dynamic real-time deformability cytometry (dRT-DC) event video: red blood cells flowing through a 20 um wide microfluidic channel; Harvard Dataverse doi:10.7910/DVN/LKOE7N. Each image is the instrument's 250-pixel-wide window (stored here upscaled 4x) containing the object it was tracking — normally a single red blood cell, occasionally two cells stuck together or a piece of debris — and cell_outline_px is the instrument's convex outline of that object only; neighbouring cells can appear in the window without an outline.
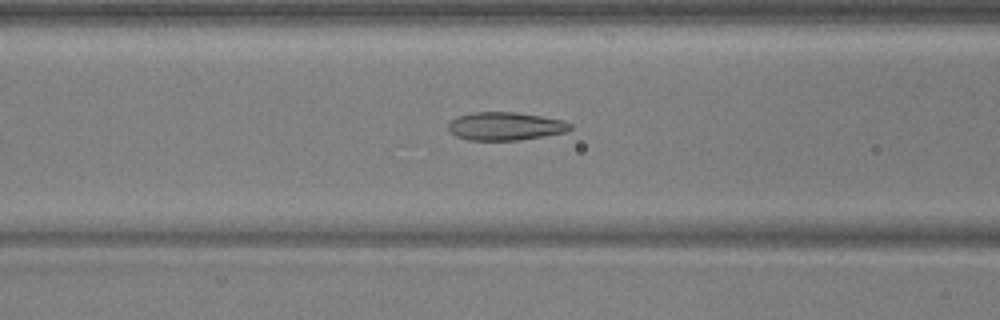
{"species": "common noctule bat (a hibernating species)", "species_latin": "Nyctalus noctula", "temperature_condition": "warm", "stored_images_in_passage": 48, "camera_frame_rate_fps": 3000, "um_per_image_px": 0.085, "animal": {"sex": "male", "body_mass_g": 17.9, "forearm_length_mm": 54.2}, "frame": {"image": 1, "passage_image": 16, "time_ms": 5.0, "image_size_px": [1000, 320], "cell_outline_px": [[572, 128], [564, 132], [544, 136], [520, 140], [468, 140], [456, 136], [448, 132], [448, 124], [452, 120], [460, 116], [472, 112], [516, 112], [564, 120], [572, 124]], "centroid_in_image_um": [42.95, 10.73], "position_along_channel_um": 123.7, "area_um2": 20.0}}
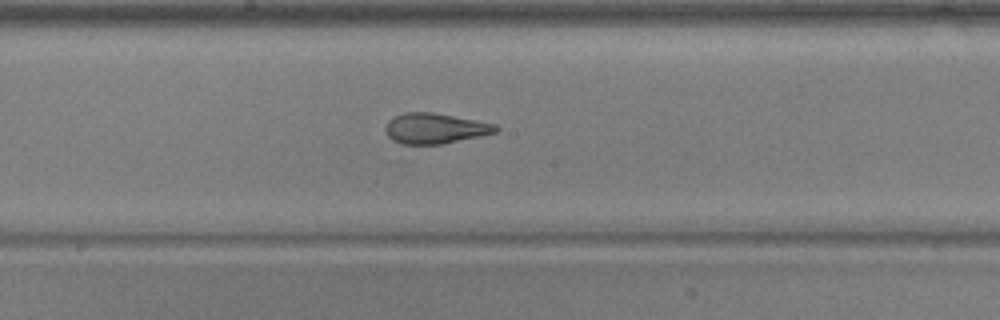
{"frame": {"image": 2, "passage_image": 23, "time_ms": 7.333, "image_size_px": [1000, 320], "cell_outline_px": [[500, 128], [496, 132], [480, 136], [440, 144], [400, 144], [392, 140], [388, 136], [384, 128], [388, 120], [392, 116], [404, 112], [432, 112], [476, 120], [496, 124]], "centroid_in_image_um": [36.94, 10.9], "position_along_channel_um": 211.3, "area_um2": 19.65}}
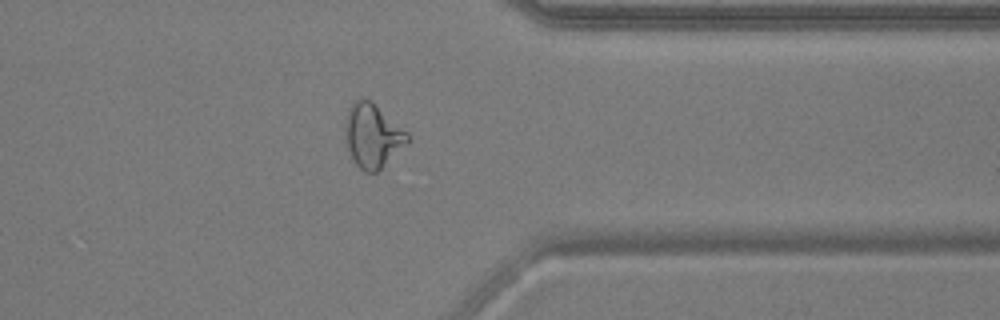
{"frame": {"image": 3, "passage_image": 37, "time_ms": 12.0, "image_size_px": [1000, 320], "cell_outline_px": [[412, 136], [376, 172], [364, 172], [356, 164], [348, 148], [344, 132], [344, 128], [348, 108], [352, 100], [360, 96], [372, 100], [408, 132]], "centroid_in_image_um": [31.63, 11.44], "position_along_channel_um": 379.8, "area_um2": 23.12}, "authors_computed_cell_mechanics": {"area_um2": 20.8369, "velocity_mm_per_s": 3.7514, "shape_relaxation_time_tau1_ms": null, "shape_relaxation_time_tau2_ms": 1.1656, "deformation_change_tau1": null, "deformation_change_tau2": 0.0815}}